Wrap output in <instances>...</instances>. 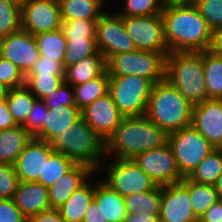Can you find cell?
Here are the masks:
<instances>
[{"mask_svg": "<svg viewBox=\"0 0 222 222\" xmlns=\"http://www.w3.org/2000/svg\"><path fill=\"white\" fill-rule=\"evenodd\" d=\"M19 182L14 165L0 163V199H13Z\"/></svg>", "mask_w": 222, "mask_h": 222, "instance_id": "b9f144b4", "label": "cell"}, {"mask_svg": "<svg viewBox=\"0 0 222 222\" xmlns=\"http://www.w3.org/2000/svg\"><path fill=\"white\" fill-rule=\"evenodd\" d=\"M153 83L136 75H109V94L124 117L145 116Z\"/></svg>", "mask_w": 222, "mask_h": 222, "instance_id": "8992f818", "label": "cell"}, {"mask_svg": "<svg viewBox=\"0 0 222 222\" xmlns=\"http://www.w3.org/2000/svg\"><path fill=\"white\" fill-rule=\"evenodd\" d=\"M13 200L27 219L51 209L48 188L36 181L19 182Z\"/></svg>", "mask_w": 222, "mask_h": 222, "instance_id": "ffe728a7", "label": "cell"}, {"mask_svg": "<svg viewBox=\"0 0 222 222\" xmlns=\"http://www.w3.org/2000/svg\"><path fill=\"white\" fill-rule=\"evenodd\" d=\"M94 199L101 209L102 222H124L126 209L124 197L103 181L94 184Z\"/></svg>", "mask_w": 222, "mask_h": 222, "instance_id": "7402d4cb", "label": "cell"}, {"mask_svg": "<svg viewBox=\"0 0 222 222\" xmlns=\"http://www.w3.org/2000/svg\"><path fill=\"white\" fill-rule=\"evenodd\" d=\"M161 197L162 186L158 185L153 190L125 196L124 203L126 213L159 214Z\"/></svg>", "mask_w": 222, "mask_h": 222, "instance_id": "f546056e", "label": "cell"}, {"mask_svg": "<svg viewBox=\"0 0 222 222\" xmlns=\"http://www.w3.org/2000/svg\"><path fill=\"white\" fill-rule=\"evenodd\" d=\"M62 27L59 4L43 1L28 0L21 5V28L33 35L51 32Z\"/></svg>", "mask_w": 222, "mask_h": 222, "instance_id": "4fadbf2b", "label": "cell"}, {"mask_svg": "<svg viewBox=\"0 0 222 222\" xmlns=\"http://www.w3.org/2000/svg\"><path fill=\"white\" fill-rule=\"evenodd\" d=\"M66 52L63 58L64 68L76 64L83 58L94 55L98 50L95 39H66Z\"/></svg>", "mask_w": 222, "mask_h": 222, "instance_id": "8d00e7d4", "label": "cell"}, {"mask_svg": "<svg viewBox=\"0 0 222 222\" xmlns=\"http://www.w3.org/2000/svg\"><path fill=\"white\" fill-rule=\"evenodd\" d=\"M160 222H199L193 212L188 189L181 183L162 186Z\"/></svg>", "mask_w": 222, "mask_h": 222, "instance_id": "9a60e30c", "label": "cell"}, {"mask_svg": "<svg viewBox=\"0 0 222 222\" xmlns=\"http://www.w3.org/2000/svg\"><path fill=\"white\" fill-rule=\"evenodd\" d=\"M81 116V110L77 106L48 108L43 126L33 138L50 143L60 132L67 130L70 124L77 121Z\"/></svg>", "mask_w": 222, "mask_h": 222, "instance_id": "44dd1931", "label": "cell"}, {"mask_svg": "<svg viewBox=\"0 0 222 222\" xmlns=\"http://www.w3.org/2000/svg\"><path fill=\"white\" fill-rule=\"evenodd\" d=\"M203 68L208 99H222V56L203 51Z\"/></svg>", "mask_w": 222, "mask_h": 222, "instance_id": "83f0119b", "label": "cell"}, {"mask_svg": "<svg viewBox=\"0 0 222 222\" xmlns=\"http://www.w3.org/2000/svg\"><path fill=\"white\" fill-rule=\"evenodd\" d=\"M214 188L217 191L219 198L222 199V174L217 178Z\"/></svg>", "mask_w": 222, "mask_h": 222, "instance_id": "11a10c76", "label": "cell"}, {"mask_svg": "<svg viewBox=\"0 0 222 222\" xmlns=\"http://www.w3.org/2000/svg\"><path fill=\"white\" fill-rule=\"evenodd\" d=\"M107 71V61L97 51L94 55L83 58L76 64L65 68L64 82L71 86L85 83L102 76Z\"/></svg>", "mask_w": 222, "mask_h": 222, "instance_id": "603a6c76", "label": "cell"}, {"mask_svg": "<svg viewBox=\"0 0 222 222\" xmlns=\"http://www.w3.org/2000/svg\"><path fill=\"white\" fill-rule=\"evenodd\" d=\"M169 53L135 50L119 53L107 61L109 75H136L153 84L165 78L166 56Z\"/></svg>", "mask_w": 222, "mask_h": 222, "instance_id": "52a82bcc", "label": "cell"}, {"mask_svg": "<svg viewBox=\"0 0 222 222\" xmlns=\"http://www.w3.org/2000/svg\"><path fill=\"white\" fill-rule=\"evenodd\" d=\"M181 183L188 189L194 214L199 219L220 198L214 185L200 184L184 177Z\"/></svg>", "mask_w": 222, "mask_h": 222, "instance_id": "4316f807", "label": "cell"}, {"mask_svg": "<svg viewBox=\"0 0 222 222\" xmlns=\"http://www.w3.org/2000/svg\"><path fill=\"white\" fill-rule=\"evenodd\" d=\"M96 173L89 166L76 164L48 188L51 209L60 208L66 200Z\"/></svg>", "mask_w": 222, "mask_h": 222, "instance_id": "d6986e66", "label": "cell"}, {"mask_svg": "<svg viewBox=\"0 0 222 222\" xmlns=\"http://www.w3.org/2000/svg\"><path fill=\"white\" fill-rule=\"evenodd\" d=\"M18 126L9 111L6 100L0 101V131Z\"/></svg>", "mask_w": 222, "mask_h": 222, "instance_id": "c3c4849f", "label": "cell"}, {"mask_svg": "<svg viewBox=\"0 0 222 222\" xmlns=\"http://www.w3.org/2000/svg\"><path fill=\"white\" fill-rule=\"evenodd\" d=\"M210 50L222 56V27L213 31Z\"/></svg>", "mask_w": 222, "mask_h": 222, "instance_id": "f5cc1de1", "label": "cell"}, {"mask_svg": "<svg viewBox=\"0 0 222 222\" xmlns=\"http://www.w3.org/2000/svg\"><path fill=\"white\" fill-rule=\"evenodd\" d=\"M9 88L0 81V101L6 100Z\"/></svg>", "mask_w": 222, "mask_h": 222, "instance_id": "9f6ffc18", "label": "cell"}, {"mask_svg": "<svg viewBox=\"0 0 222 222\" xmlns=\"http://www.w3.org/2000/svg\"><path fill=\"white\" fill-rule=\"evenodd\" d=\"M124 222H160L159 214L133 213L126 214Z\"/></svg>", "mask_w": 222, "mask_h": 222, "instance_id": "816d5d0a", "label": "cell"}, {"mask_svg": "<svg viewBox=\"0 0 222 222\" xmlns=\"http://www.w3.org/2000/svg\"><path fill=\"white\" fill-rule=\"evenodd\" d=\"M165 79L193 106L208 99L203 52H170L166 56Z\"/></svg>", "mask_w": 222, "mask_h": 222, "instance_id": "5b68a950", "label": "cell"}, {"mask_svg": "<svg viewBox=\"0 0 222 222\" xmlns=\"http://www.w3.org/2000/svg\"><path fill=\"white\" fill-rule=\"evenodd\" d=\"M218 149L222 152V143L220 144V146L218 147Z\"/></svg>", "mask_w": 222, "mask_h": 222, "instance_id": "91938a15", "label": "cell"}, {"mask_svg": "<svg viewBox=\"0 0 222 222\" xmlns=\"http://www.w3.org/2000/svg\"><path fill=\"white\" fill-rule=\"evenodd\" d=\"M0 222H27L13 199H0Z\"/></svg>", "mask_w": 222, "mask_h": 222, "instance_id": "bcb514c9", "label": "cell"}, {"mask_svg": "<svg viewBox=\"0 0 222 222\" xmlns=\"http://www.w3.org/2000/svg\"><path fill=\"white\" fill-rule=\"evenodd\" d=\"M199 222H222V199L214 203L200 218Z\"/></svg>", "mask_w": 222, "mask_h": 222, "instance_id": "681fc988", "label": "cell"}, {"mask_svg": "<svg viewBox=\"0 0 222 222\" xmlns=\"http://www.w3.org/2000/svg\"><path fill=\"white\" fill-rule=\"evenodd\" d=\"M40 56L57 59L63 63L67 40L62 29L34 35Z\"/></svg>", "mask_w": 222, "mask_h": 222, "instance_id": "d6a6232c", "label": "cell"}, {"mask_svg": "<svg viewBox=\"0 0 222 222\" xmlns=\"http://www.w3.org/2000/svg\"><path fill=\"white\" fill-rule=\"evenodd\" d=\"M83 222H102L101 209L94 198L85 212Z\"/></svg>", "mask_w": 222, "mask_h": 222, "instance_id": "f907efd6", "label": "cell"}, {"mask_svg": "<svg viewBox=\"0 0 222 222\" xmlns=\"http://www.w3.org/2000/svg\"><path fill=\"white\" fill-rule=\"evenodd\" d=\"M97 20L62 21V31L65 39H95Z\"/></svg>", "mask_w": 222, "mask_h": 222, "instance_id": "f35d334b", "label": "cell"}, {"mask_svg": "<svg viewBox=\"0 0 222 222\" xmlns=\"http://www.w3.org/2000/svg\"><path fill=\"white\" fill-rule=\"evenodd\" d=\"M136 50L169 53L161 15L122 17Z\"/></svg>", "mask_w": 222, "mask_h": 222, "instance_id": "8fae6325", "label": "cell"}, {"mask_svg": "<svg viewBox=\"0 0 222 222\" xmlns=\"http://www.w3.org/2000/svg\"><path fill=\"white\" fill-rule=\"evenodd\" d=\"M27 222H66L58 209H49L27 219Z\"/></svg>", "mask_w": 222, "mask_h": 222, "instance_id": "7dc6e473", "label": "cell"}, {"mask_svg": "<svg viewBox=\"0 0 222 222\" xmlns=\"http://www.w3.org/2000/svg\"><path fill=\"white\" fill-rule=\"evenodd\" d=\"M54 152L49 142L32 138L13 164L19 181L33 182L43 177L45 162Z\"/></svg>", "mask_w": 222, "mask_h": 222, "instance_id": "e0dca14e", "label": "cell"}, {"mask_svg": "<svg viewBox=\"0 0 222 222\" xmlns=\"http://www.w3.org/2000/svg\"><path fill=\"white\" fill-rule=\"evenodd\" d=\"M105 0H61L59 3L62 21L98 20L104 13Z\"/></svg>", "mask_w": 222, "mask_h": 222, "instance_id": "484cf974", "label": "cell"}, {"mask_svg": "<svg viewBox=\"0 0 222 222\" xmlns=\"http://www.w3.org/2000/svg\"><path fill=\"white\" fill-rule=\"evenodd\" d=\"M164 4H181V5H188L194 4L197 0H163Z\"/></svg>", "mask_w": 222, "mask_h": 222, "instance_id": "db71d44e", "label": "cell"}, {"mask_svg": "<svg viewBox=\"0 0 222 222\" xmlns=\"http://www.w3.org/2000/svg\"><path fill=\"white\" fill-rule=\"evenodd\" d=\"M71 89V90H70ZM49 109L60 106H76L73 86L63 82L57 90L52 91L43 99Z\"/></svg>", "mask_w": 222, "mask_h": 222, "instance_id": "ee69618b", "label": "cell"}, {"mask_svg": "<svg viewBox=\"0 0 222 222\" xmlns=\"http://www.w3.org/2000/svg\"><path fill=\"white\" fill-rule=\"evenodd\" d=\"M192 107L164 78L153 85L145 116L169 134L191 125Z\"/></svg>", "mask_w": 222, "mask_h": 222, "instance_id": "3957f363", "label": "cell"}, {"mask_svg": "<svg viewBox=\"0 0 222 222\" xmlns=\"http://www.w3.org/2000/svg\"><path fill=\"white\" fill-rule=\"evenodd\" d=\"M64 82V75H25V86L37 98L43 100Z\"/></svg>", "mask_w": 222, "mask_h": 222, "instance_id": "d590c367", "label": "cell"}, {"mask_svg": "<svg viewBox=\"0 0 222 222\" xmlns=\"http://www.w3.org/2000/svg\"><path fill=\"white\" fill-rule=\"evenodd\" d=\"M168 144L183 177H188L197 165L215 149L192 125L169 133Z\"/></svg>", "mask_w": 222, "mask_h": 222, "instance_id": "ba28073f", "label": "cell"}, {"mask_svg": "<svg viewBox=\"0 0 222 222\" xmlns=\"http://www.w3.org/2000/svg\"><path fill=\"white\" fill-rule=\"evenodd\" d=\"M50 144L56 152L67 156L76 164L89 166L95 172L100 169V161L106 154L105 139L82 116L71 123L67 130L60 132Z\"/></svg>", "mask_w": 222, "mask_h": 222, "instance_id": "277c9868", "label": "cell"}, {"mask_svg": "<svg viewBox=\"0 0 222 222\" xmlns=\"http://www.w3.org/2000/svg\"><path fill=\"white\" fill-rule=\"evenodd\" d=\"M81 115L105 141L115 132L124 118L109 93L86 106L81 110Z\"/></svg>", "mask_w": 222, "mask_h": 222, "instance_id": "2e32d148", "label": "cell"}, {"mask_svg": "<svg viewBox=\"0 0 222 222\" xmlns=\"http://www.w3.org/2000/svg\"><path fill=\"white\" fill-rule=\"evenodd\" d=\"M108 166V177L102 181L123 197L150 191L157 186L133 159H114Z\"/></svg>", "mask_w": 222, "mask_h": 222, "instance_id": "9c48e42d", "label": "cell"}, {"mask_svg": "<svg viewBox=\"0 0 222 222\" xmlns=\"http://www.w3.org/2000/svg\"><path fill=\"white\" fill-rule=\"evenodd\" d=\"M222 174V152L215 148L190 173L188 178L200 184L214 185Z\"/></svg>", "mask_w": 222, "mask_h": 222, "instance_id": "1f68e13d", "label": "cell"}, {"mask_svg": "<svg viewBox=\"0 0 222 222\" xmlns=\"http://www.w3.org/2000/svg\"><path fill=\"white\" fill-rule=\"evenodd\" d=\"M36 100L37 98L25 85L9 89L6 103L18 125L22 126L26 122L28 114L32 110Z\"/></svg>", "mask_w": 222, "mask_h": 222, "instance_id": "4dcf8cb0", "label": "cell"}, {"mask_svg": "<svg viewBox=\"0 0 222 222\" xmlns=\"http://www.w3.org/2000/svg\"><path fill=\"white\" fill-rule=\"evenodd\" d=\"M193 5L212 31L222 27V0H197Z\"/></svg>", "mask_w": 222, "mask_h": 222, "instance_id": "ab89813d", "label": "cell"}, {"mask_svg": "<svg viewBox=\"0 0 222 222\" xmlns=\"http://www.w3.org/2000/svg\"><path fill=\"white\" fill-rule=\"evenodd\" d=\"M133 160L158 186L175 184L184 179L168 143L163 147L142 152Z\"/></svg>", "mask_w": 222, "mask_h": 222, "instance_id": "7c38bea8", "label": "cell"}, {"mask_svg": "<svg viewBox=\"0 0 222 222\" xmlns=\"http://www.w3.org/2000/svg\"><path fill=\"white\" fill-rule=\"evenodd\" d=\"M33 137L18 125L0 131V163L13 165Z\"/></svg>", "mask_w": 222, "mask_h": 222, "instance_id": "cb8c5ba5", "label": "cell"}, {"mask_svg": "<svg viewBox=\"0 0 222 222\" xmlns=\"http://www.w3.org/2000/svg\"><path fill=\"white\" fill-rule=\"evenodd\" d=\"M93 198L94 183L90 182L89 179V181L72 193L66 202L58 208V211L66 222H83L85 212Z\"/></svg>", "mask_w": 222, "mask_h": 222, "instance_id": "d4e9b609", "label": "cell"}, {"mask_svg": "<svg viewBox=\"0 0 222 222\" xmlns=\"http://www.w3.org/2000/svg\"><path fill=\"white\" fill-rule=\"evenodd\" d=\"M161 17L169 53L210 50L213 31L193 4H164Z\"/></svg>", "mask_w": 222, "mask_h": 222, "instance_id": "6da1fadb", "label": "cell"}, {"mask_svg": "<svg viewBox=\"0 0 222 222\" xmlns=\"http://www.w3.org/2000/svg\"><path fill=\"white\" fill-rule=\"evenodd\" d=\"M43 1H49V2L59 4L61 0H43Z\"/></svg>", "mask_w": 222, "mask_h": 222, "instance_id": "680465c9", "label": "cell"}, {"mask_svg": "<svg viewBox=\"0 0 222 222\" xmlns=\"http://www.w3.org/2000/svg\"><path fill=\"white\" fill-rule=\"evenodd\" d=\"M47 113L48 107L46 106V102L37 99L28 114L26 122L22 125L32 137L41 130Z\"/></svg>", "mask_w": 222, "mask_h": 222, "instance_id": "7bdbcfd3", "label": "cell"}, {"mask_svg": "<svg viewBox=\"0 0 222 222\" xmlns=\"http://www.w3.org/2000/svg\"><path fill=\"white\" fill-rule=\"evenodd\" d=\"M168 143V134L146 116L124 117L106 140V155L116 159H133L136 155Z\"/></svg>", "mask_w": 222, "mask_h": 222, "instance_id": "7a4b0ae2", "label": "cell"}, {"mask_svg": "<svg viewBox=\"0 0 222 222\" xmlns=\"http://www.w3.org/2000/svg\"><path fill=\"white\" fill-rule=\"evenodd\" d=\"M21 29V6L13 0H0V39Z\"/></svg>", "mask_w": 222, "mask_h": 222, "instance_id": "e575fe53", "label": "cell"}, {"mask_svg": "<svg viewBox=\"0 0 222 222\" xmlns=\"http://www.w3.org/2000/svg\"><path fill=\"white\" fill-rule=\"evenodd\" d=\"M0 56L26 75L40 57L35 37L22 28L0 39Z\"/></svg>", "mask_w": 222, "mask_h": 222, "instance_id": "5bb4252c", "label": "cell"}, {"mask_svg": "<svg viewBox=\"0 0 222 222\" xmlns=\"http://www.w3.org/2000/svg\"><path fill=\"white\" fill-rule=\"evenodd\" d=\"M26 75H65V68L57 59L40 56Z\"/></svg>", "mask_w": 222, "mask_h": 222, "instance_id": "f6af8a7d", "label": "cell"}, {"mask_svg": "<svg viewBox=\"0 0 222 222\" xmlns=\"http://www.w3.org/2000/svg\"><path fill=\"white\" fill-rule=\"evenodd\" d=\"M14 2H16L17 4H19L20 6L23 5L24 3H26L28 0H13Z\"/></svg>", "mask_w": 222, "mask_h": 222, "instance_id": "6f0895ef", "label": "cell"}, {"mask_svg": "<svg viewBox=\"0 0 222 222\" xmlns=\"http://www.w3.org/2000/svg\"><path fill=\"white\" fill-rule=\"evenodd\" d=\"M97 50L108 61L112 56L119 53L135 51L136 47L127 34L122 17L117 14L104 12L97 20L96 25Z\"/></svg>", "mask_w": 222, "mask_h": 222, "instance_id": "30bf717a", "label": "cell"}, {"mask_svg": "<svg viewBox=\"0 0 222 222\" xmlns=\"http://www.w3.org/2000/svg\"><path fill=\"white\" fill-rule=\"evenodd\" d=\"M121 17L161 15L164 7L163 0H125Z\"/></svg>", "mask_w": 222, "mask_h": 222, "instance_id": "74e56055", "label": "cell"}, {"mask_svg": "<svg viewBox=\"0 0 222 222\" xmlns=\"http://www.w3.org/2000/svg\"><path fill=\"white\" fill-rule=\"evenodd\" d=\"M191 125L218 148L222 143V99H206L194 105Z\"/></svg>", "mask_w": 222, "mask_h": 222, "instance_id": "ac0fdd59", "label": "cell"}, {"mask_svg": "<svg viewBox=\"0 0 222 222\" xmlns=\"http://www.w3.org/2000/svg\"><path fill=\"white\" fill-rule=\"evenodd\" d=\"M73 90L75 105L78 109L83 110L97 98H101L109 92L108 71L98 78L73 86Z\"/></svg>", "mask_w": 222, "mask_h": 222, "instance_id": "f1b7e54d", "label": "cell"}, {"mask_svg": "<svg viewBox=\"0 0 222 222\" xmlns=\"http://www.w3.org/2000/svg\"><path fill=\"white\" fill-rule=\"evenodd\" d=\"M0 81L9 89L25 85L24 73L11 61L0 56Z\"/></svg>", "mask_w": 222, "mask_h": 222, "instance_id": "60d3db41", "label": "cell"}, {"mask_svg": "<svg viewBox=\"0 0 222 222\" xmlns=\"http://www.w3.org/2000/svg\"><path fill=\"white\" fill-rule=\"evenodd\" d=\"M75 165L76 163L73 160L55 151L49 157L47 162H45L43 177H39L36 182H39L49 188L56 183L61 176L69 172Z\"/></svg>", "mask_w": 222, "mask_h": 222, "instance_id": "836d02e7", "label": "cell"}]
</instances>
